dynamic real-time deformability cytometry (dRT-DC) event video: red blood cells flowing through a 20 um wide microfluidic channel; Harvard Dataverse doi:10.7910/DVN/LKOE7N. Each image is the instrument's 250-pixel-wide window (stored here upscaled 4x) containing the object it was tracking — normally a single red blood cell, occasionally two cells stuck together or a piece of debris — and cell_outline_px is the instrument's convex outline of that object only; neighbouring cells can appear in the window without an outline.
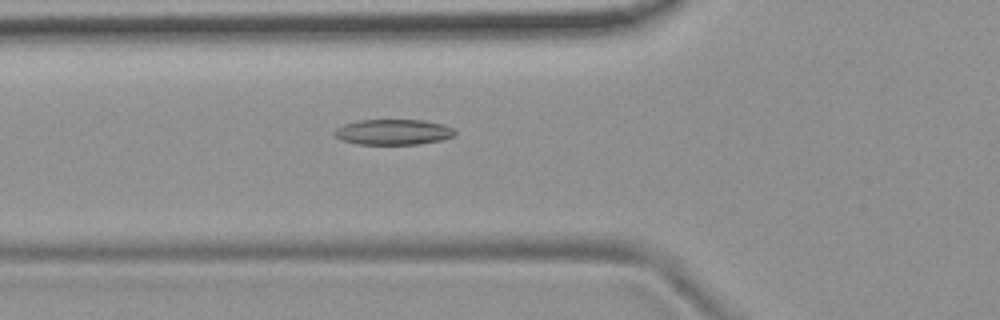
{"species": "common noctule bat (a hibernating species)", "species_latin": "Nyctalus noctula", "temperature_condition": "room temperature", "stored_images_in_passage": 37, "camera_frame_rate_fps": 3000, "um_per_image_px": 0.085, "animal": {"sex": "female", "body_mass_g": 19.9}, "frame": {"image": 1, "passage_image": 3, "time_ms": 0.667, "image_size_px": [1000, 320], "cell_outline_px": [[456, 136], [444, 140], [416, 144], [356, 144], [344, 140], [336, 136], [332, 132], [336, 128], [344, 124], [360, 120], [424, 120], [444, 124], [452, 128], [456, 132]], "centroid_in_image_um": [33.47, 11.22], "position_along_channel_um": 92.3, "area_um2": 17.98}}
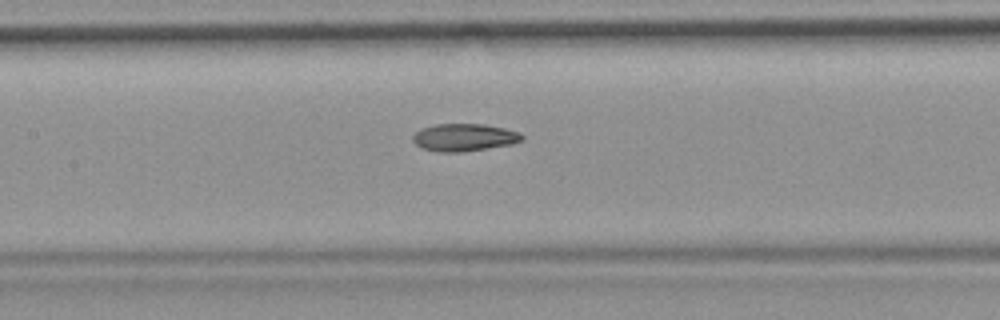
{"frame": {"image": 2, "passage_image": 9, "time_ms": 2.667, "image_size_px": [1000, 320], "cell_outline_px": [[524, 140], [512, 144], [460, 152], [440, 152], [424, 148], [416, 144], [412, 140], [412, 136], [420, 128], [436, 124], [484, 124], [504, 128], [520, 132], [524, 136]], "centroid_in_image_um": [39.47, 11.67], "position_along_channel_um": 167.9, "area_um2": 17.46}}
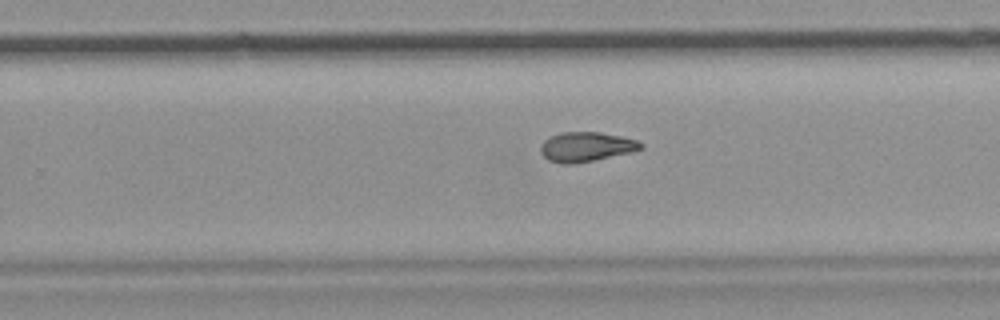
{"frame": {"image": 3, "passage_image": 18, "time_ms": 5.667, "image_size_px": [1000, 320], "cell_outline_px": [[644, 148], [632, 152], [572, 164], [560, 164], [548, 160], [540, 152], [540, 144], [544, 140], [560, 132], [600, 132], [620, 136], [636, 140], [644, 144]], "centroid_in_image_um": [49.81, 12.48], "position_along_channel_um": 280.0, "area_um2": 17.28}}